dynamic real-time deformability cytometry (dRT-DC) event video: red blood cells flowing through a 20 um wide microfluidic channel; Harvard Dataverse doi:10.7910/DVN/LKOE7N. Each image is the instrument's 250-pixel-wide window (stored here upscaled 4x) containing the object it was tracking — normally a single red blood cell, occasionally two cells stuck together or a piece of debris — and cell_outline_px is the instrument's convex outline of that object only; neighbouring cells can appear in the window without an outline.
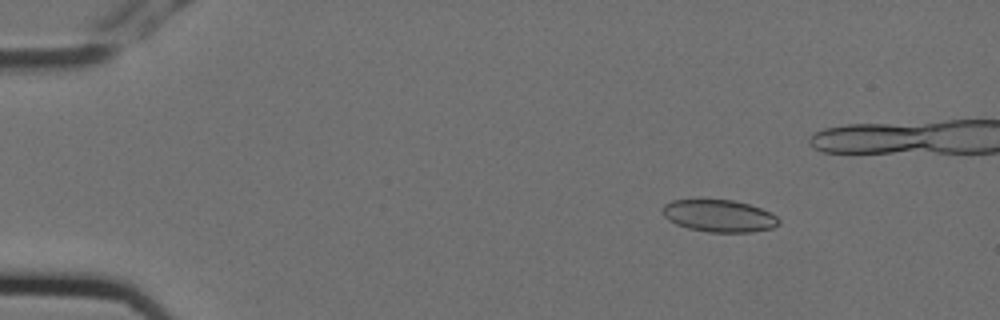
{"species": "Egyptian fruit bat (a non-hibernating species)", "species_latin": "Rousettus aegyptiacus", "temperature_condition": "cold", "stored_images_in_passage": 10, "segment_of_instrument_passage": [1, 2], "camera_frame_rate_fps": 3000, "um_per_image_px": 0.085, "animal": {"sex": "female"}, "frame": {"image": 1, "passage_image": 1, "time_ms": 0.0, "image_size_px": [1000, 320], "cell_outline_px": [[780, 224], [772, 228], [752, 232], [708, 232], [688, 228], [676, 224], [668, 220], [664, 216], [664, 204], [672, 200], [732, 200], [748, 204], [772, 212], [780, 220]], "centroid_in_image_um": [61.16, 18.36], "position_along_channel_um": 23.8, "area_um2": 21.73}}
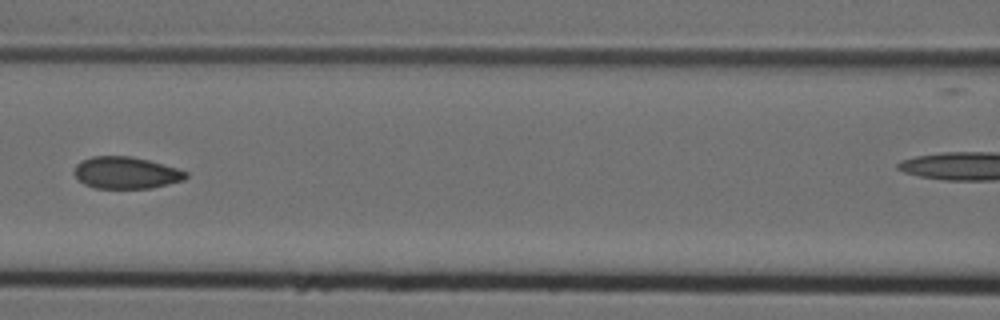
{"frame": {"image": 2, "passage_image": 6, "time_ms": 1.667, "image_size_px": [1000, 320], "cell_outline_px": [[188, 176], [184, 180], [152, 188], [96, 188], [84, 184], [72, 172], [76, 164], [80, 160], [92, 156], [132, 156], [148, 160], [176, 168], [188, 172]], "centroid_in_image_um": [10.69, 14.68], "position_along_channel_um": 155.9, "area_um2": 20.81}}
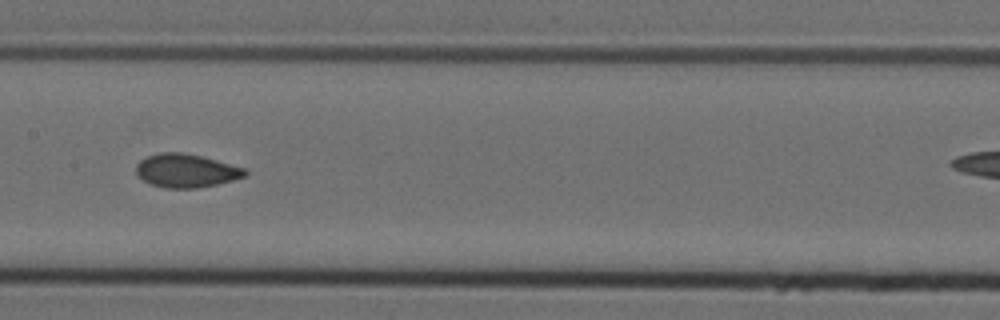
{"frame": {"image": 3, "passage_image": 7, "time_ms": 2.0, "image_size_px": [1000, 320], "cell_outline_px": [[248, 172], [244, 176], [232, 180], [216, 184], [196, 188], [164, 188], [152, 184], [136, 176], [136, 164], [140, 160], [148, 156], [160, 152], [184, 152], [216, 160], [244, 168]], "centroid_in_image_um": [15.78, 14.5], "position_along_channel_um": 191.6, "area_um2": 21.1}}